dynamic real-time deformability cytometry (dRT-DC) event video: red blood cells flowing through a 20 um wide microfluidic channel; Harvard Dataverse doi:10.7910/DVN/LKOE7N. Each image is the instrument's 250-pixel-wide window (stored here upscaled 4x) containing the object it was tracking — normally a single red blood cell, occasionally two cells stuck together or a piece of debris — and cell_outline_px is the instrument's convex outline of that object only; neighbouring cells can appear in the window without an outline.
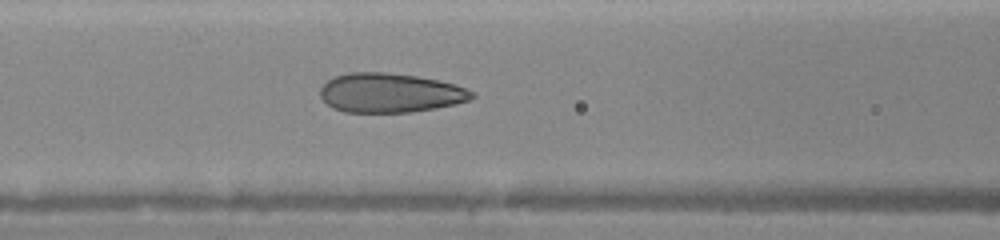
{"species": "human", "species_latin": "Homo sapiens", "temperature_condition": "warm", "stored_images_in_passage": 43, "camera_frame_rate_fps": 3000, "um_per_image_px": 0.085, "donor": {"sex": "female"}, "frame": {"image": 1, "passage_image": 16, "time_ms": 5.0, "image_size_px": [1000, 240], "cell_outline_px": [[476, 96], [468, 100], [456, 104], [436, 108], [412, 112], [344, 112], [332, 108], [320, 96], [320, 88], [328, 80], [336, 76], [348, 72], [388, 72], [416, 76], [456, 84], [476, 92]], "centroid_in_image_um": [33.18, 7.89], "position_along_channel_um": 133.4, "area_um2": 34.91}}
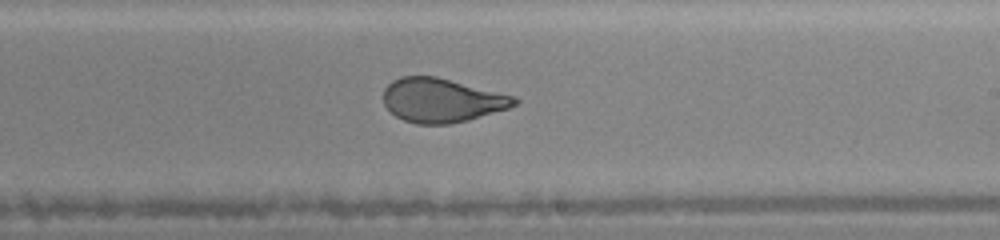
{"frame": {"image": 2, "passage_image": 24, "time_ms": 7.667, "image_size_px": [1000, 240], "cell_outline_px": [[520, 100], [516, 104], [508, 108], [468, 120], [448, 124], [416, 124], [404, 120], [396, 116], [384, 104], [384, 88], [392, 80], [400, 76], [436, 76], [516, 96]], "centroid_in_image_um": [37.55, 8.51], "position_along_channel_um": 251.4, "area_um2": 33.58}}
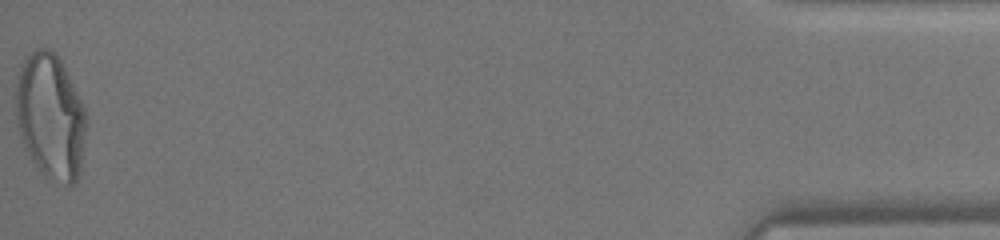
{"frame": {"image": 3, "passage_image": 43, "time_ms": 13.667, "image_size_px": [1000, 240], "cell_outline_px": [[84, 132], [80, 168], [76, 180], [72, 184], [68, 184], [44, 176], [32, 160], [24, 148], [16, 124], [16, 84], [20, 60], [36, 48], [48, 48], [56, 52], [84, 108]], "centroid_in_image_um": [4.22, 9.84], "position_along_channel_um": 431.0, "area_um2": 50.92}}